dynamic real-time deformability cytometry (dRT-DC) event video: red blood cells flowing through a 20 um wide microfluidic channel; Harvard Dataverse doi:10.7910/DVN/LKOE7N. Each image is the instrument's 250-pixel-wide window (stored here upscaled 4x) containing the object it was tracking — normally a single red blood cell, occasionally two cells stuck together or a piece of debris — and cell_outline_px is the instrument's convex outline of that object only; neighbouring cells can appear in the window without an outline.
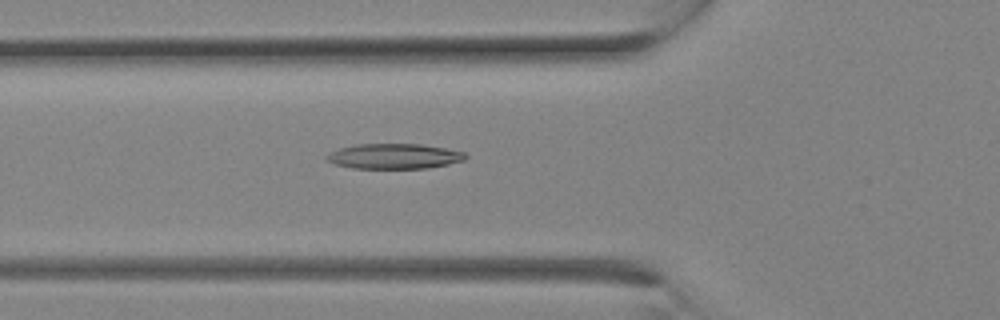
{"species": "Egyptian fruit bat (a non-hibernating species)", "species_latin": "Rousettus aegyptiacus", "temperature_condition": "room temperature", "stored_images_in_passage": 9, "camera_frame_rate_fps": 3000, "um_per_image_px": 0.085, "animal": {"sex": "female"}, "frame": {"image": 1, "passage_image": 4, "time_ms": 1.0, "image_size_px": [1000, 320], "cell_outline_px": [[468, 156], [464, 160], [448, 164], [428, 168], [352, 168], [336, 164], [324, 160], [324, 156], [328, 152], [340, 148], [356, 144], [420, 144], [444, 148], [464, 152]], "centroid_in_image_um": [33.46, 13.28], "position_along_channel_um": 92.3, "area_um2": 20.4}}
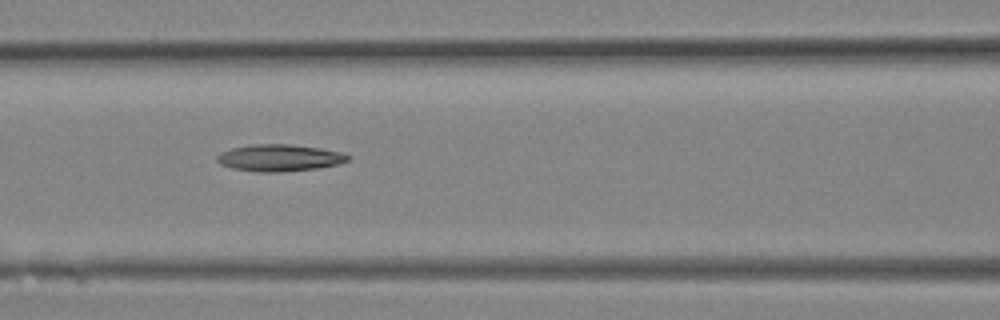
{"frame": {"image": 2, "passage_image": 6, "time_ms": 1.667, "image_size_px": [1000, 320], "cell_outline_px": [[348, 160], [336, 164], [316, 168], [280, 172], [256, 172], [232, 168], [220, 164], [216, 160], [216, 156], [220, 152], [232, 148], [252, 144], [288, 144], [320, 148], [344, 152], [348, 156]], "centroid_in_image_um": [23.7, 13.41], "position_along_channel_um": 142.9, "area_um2": 20.4}}
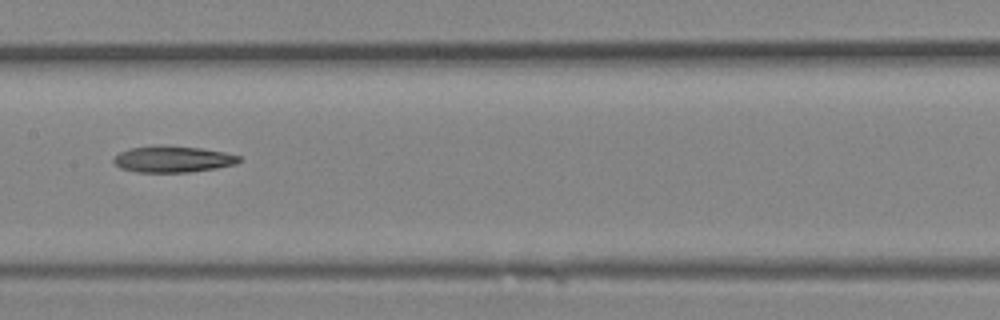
{"frame": {"image": 3, "passage_image": 8, "time_ms": 2.333, "image_size_px": [1000, 320], "cell_outline_px": [[240, 160], [236, 164], [216, 168], [188, 172], [136, 172], [120, 168], [112, 160], [120, 152], [128, 148], [160, 144], [200, 148], [224, 152], [240, 156]], "centroid_in_image_um": [14.66, 13.52], "position_along_channel_um": 192.7, "area_um2": 19.36}}